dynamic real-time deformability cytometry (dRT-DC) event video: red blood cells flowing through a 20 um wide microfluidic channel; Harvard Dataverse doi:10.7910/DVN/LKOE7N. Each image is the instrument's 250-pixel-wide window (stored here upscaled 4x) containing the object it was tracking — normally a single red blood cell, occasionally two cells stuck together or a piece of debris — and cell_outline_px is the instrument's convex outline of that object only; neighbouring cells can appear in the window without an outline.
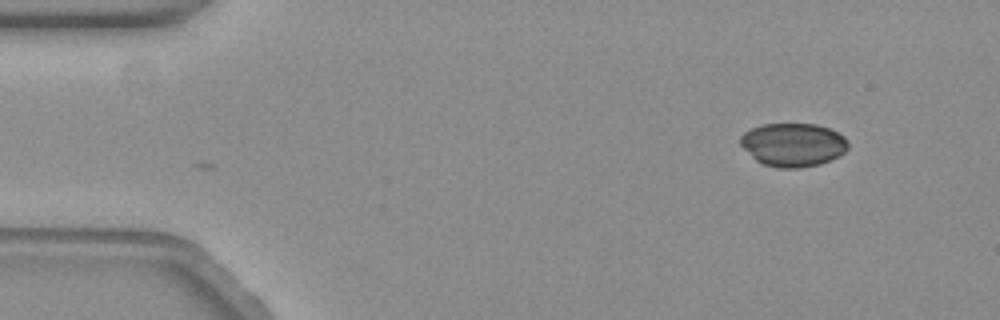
{"species": "common noctule bat (a hibernating species)", "species_latin": "Nyctalus noctula", "temperature_condition": "warm", "stored_images_in_passage": 2, "camera_frame_rate_fps": 3000, "um_per_image_px": 0.085, "animal": {"sex": "female", "body_mass_g": 19.3, "forearm_length_mm": 54.1}, "frame": {"image": 1, "passage_image": 2, "time_ms": 0.333, "image_size_px": [1000, 320], "cell_outline_px": [[848, 148], [844, 152], [820, 164], [800, 168], [780, 168], [764, 164], [756, 160], [740, 144], [740, 136], [744, 132], [760, 124], [816, 124], [828, 128], [844, 136], [848, 144]], "centroid_in_image_um": [67.39, 12.29], "position_along_channel_um": 17.6, "area_um2": 27.05}}